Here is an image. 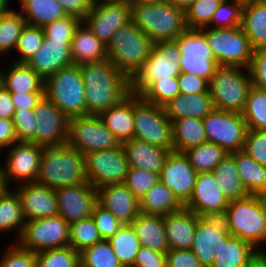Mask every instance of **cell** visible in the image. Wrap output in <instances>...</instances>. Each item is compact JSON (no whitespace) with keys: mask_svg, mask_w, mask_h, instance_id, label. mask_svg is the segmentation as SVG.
<instances>
[{"mask_svg":"<svg viewBox=\"0 0 266 267\" xmlns=\"http://www.w3.org/2000/svg\"><path fill=\"white\" fill-rule=\"evenodd\" d=\"M85 86L86 115L99 116L130 92V79L108 59L79 65Z\"/></svg>","mask_w":266,"mask_h":267,"instance_id":"cell-1","label":"cell"},{"mask_svg":"<svg viewBox=\"0 0 266 267\" xmlns=\"http://www.w3.org/2000/svg\"><path fill=\"white\" fill-rule=\"evenodd\" d=\"M36 182L54 190L87 182L84 155L67 142L43 144Z\"/></svg>","mask_w":266,"mask_h":267,"instance_id":"cell-2","label":"cell"},{"mask_svg":"<svg viewBox=\"0 0 266 267\" xmlns=\"http://www.w3.org/2000/svg\"><path fill=\"white\" fill-rule=\"evenodd\" d=\"M131 21L153 43L174 41L187 29L185 10L166 1L131 6Z\"/></svg>","mask_w":266,"mask_h":267,"instance_id":"cell-3","label":"cell"},{"mask_svg":"<svg viewBox=\"0 0 266 267\" xmlns=\"http://www.w3.org/2000/svg\"><path fill=\"white\" fill-rule=\"evenodd\" d=\"M152 47V40L131 21L116 31L107 45V57L131 79L149 57Z\"/></svg>","mask_w":266,"mask_h":267,"instance_id":"cell-4","label":"cell"},{"mask_svg":"<svg viewBox=\"0 0 266 267\" xmlns=\"http://www.w3.org/2000/svg\"><path fill=\"white\" fill-rule=\"evenodd\" d=\"M44 96L68 119L86 116L85 86L79 65L64 67L46 78Z\"/></svg>","mask_w":266,"mask_h":267,"instance_id":"cell-5","label":"cell"},{"mask_svg":"<svg viewBox=\"0 0 266 267\" xmlns=\"http://www.w3.org/2000/svg\"><path fill=\"white\" fill-rule=\"evenodd\" d=\"M249 68L218 66L209 81V93L215 108L242 113L250 88Z\"/></svg>","mask_w":266,"mask_h":267,"instance_id":"cell-6","label":"cell"},{"mask_svg":"<svg viewBox=\"0 0 266 267\" xmlns=\"http://www.w3.org/2000/svg\"><path fill=\"white\" fill-rule=\"evenodd\" d=\"M222 218L231 235L251 243L256 249L266 245V220L257 195L230 201Z\"/></svg>","mask_w":266,"mask_h":267,"instance_id":"cell-7","label":"cell"},{"mask_svg":"<svg viewBox=\"0 0 266 267\" xmlns=\"http://www.w3.org/2000/svg\"><path fill=\"white\" fill-rule=\"evenodd\" d=\"M180 57L175 40L153 43L149 57L130 79V90L141 95L154 81L177 77L181 73Z\"/></svg>","mask_w":266,"mask_h":267,"instance_id":"cell-8","label":"cell"},{"mask_svg":"<svg viewBox=\"0 0 266 267\" xmlns=\"http://www.w3.org/2000/svg\"><path fill=\"white\" fill-rule=\"evenodd\" d=\"M212 50L219 66H239L249 68L253 48L241 25L233 28L200 29Z\"/></svg>","mask_w":266,"mask_h":267,"instance_id":"cell-9","label":"cell"},{"mask_svg":"<svg viewBox=\"0 0 266 267\" xmlns=\"http://www.w3.org/2000/svg\"><path fill=\"white\" fill-rule=\"evenodd\" d=\"M173 151L172 122L163 106L145 101L134 93V137Z\"/></svg>","mask_w":266,"mask_h":267,"instance_id":"cell-10","label":"cell"},{"mask_svg":"<svg viewBox=\"0 0 266 267\" xmlns=\"http://www.w3.org/2000/svg\"><path fill=\"white\" fill-rule=\"evenodd\" d=\"M202 121L207 142L229 154L244 149L248 127L242 113L215 108Z\"/></svg>","mask_w":266,"mask_h":267,"instance_id":"cell-11","label":"cell"},{"mask_svg":"<svg viewBox=\"0 0 266 267\" xmlns=\"http://www.w3.org/2000/svg\"><path fill=\"white\" fill-rule=\"evenodd\" d=\"M67 144L83 155L100 150H110L122 144L104 125L99 116L86 115L68 121Z\"/></svg>","mask_w":266,"mask_h":267,"instance_id":"cell-12","label":"cell"},{"mask_svg":"<svg viewBox=\"0 0 266 267\" xmlns=\"http://www.w3.org/2000/svg\"><path fill=\"white\" fill-rule=\"evenodd\" d=\"M69 227L60 215L26 221L16 241L22 248L41 251L69 246Z\"/></svg>","mask_w":266,"mask_h":267,"instance_id":"cell-13","label":"cell"},{"mask_svg":"<svg viewBox=\"0 0 266 267\" xmlns=\"http://www.w3.org/2000/svg\"><path fill=\"white\" fill-rule=\"evenodd\" d=\"M175 41L180 52V71L210 81L219 66L205 34L200 29H186Z\"/></svg>","mask_w":266,"mask_h":267,"instance_id":"cell-14","label":"cell"},{"mask_svg":"<svg viewBox=\"0 0 266 267\" xmlns=\"http://www.w3.org/2000/svg\"><path fill=\"white\" fill-rule=\"evenodd\" d=\"M87 181L96 189L108 184L124 183L129 164L122 145L110 150L89 152L84 155Z\"/></svg>","mask_w":266,"mask_h":267,"instance_id":"cell-15","label":"cell"},{"mask_svg":"<svg viewBox=\"0 0 266 267\" xmlns=\"http://www.w3.org/2000/svg\"><path fill=\"white\" fill-rule=\"evenodd\" d=\"M7 151L6 166L1 167L2 176L8 188L17 184L36 182L41 164L40 145L30 142H17ZM17 182V183H16Z\"/></svg>","mask_w":266,"mask_h":267,"instance_id":"cell-16","label":"cell"},{"mask_svg":"<svg viewBox=\"0 0 266 267\" xmlns=\"http://www.w3.org/2000/svg\"><path fill=\"white\" fill-rule=\"evenodd\" d=\"M83 22L107 46L116 31L131 22V6L125 0L98 2Z\"/></svg>","mask_w":266,"mask_h":267,"instance_id":"cell-17","label":"cell"},{"mask_svg":"<svg viewBox=\"0 0 266 267\" xmlns=\"http://www.w3.org/2000/svg\"><path fill=\"white\" fill-rule=\"evenodd\" d=\"M229 205L214 173H197L194 190L184 208L193 211L199 217L222 218Z\"/></svg>","mask_w":266,"mask_h":267,"instance_id":"cell-18","label":"cell"},{"mask_svg":"<svg viewBox=\"0 0 266 267\" xmlns=\"http://www.w3.org/2000/svg\"><path fill=\"white\" fill-rule=\"evenodd\" d=\"M230 236L223 218L201 217L197 221L191 250L203 267H211L216 253Z\"/></svg>","mask_w":266,"mask_h":267,"instance_id":"cell-19","label":"cell"},{"mask_svg":"<svg viewBox=\"0 0 266 267\" xmlns=\"http://www.w3.org/2000/svg\"><path fill=\"white\" fill-rule=\"evenodd\" d=\"M58 215L67 223L91 217L97 203V190L88 181L57 188Z\"/></svg>","mask_w":266,"mask_h":267,"instance_id":"cell-20","label":"cell"},{"mask_svg":"<svg viewBox=\"0 0 266 267\" xmlns=\"http://www.w3.org/2000/svg\"><path fill=\"white\" fill-rule=\"evenodd\" d=\"M159 178L184 206L192 196L197 172L184 152L171 151L160 171Z\"/></svg>","mask_w":266,"mask_h":267,"instance_id":"cell-21","label":"cell"},{"mask_svg":"<svg viewBox=\"0 0 266 267\" xmlns=\"http://www.w3.org/2000/svg\"><path fill=\"white\" fill-rule=\"evenodd\" d=\"M34 114L36 145L67 142L69 119L53 102L43 96L34 108Z\"/></svg>","mask_w":266,"mask_h":267,"instance_id":"cell-22","label":"cell"},{"mask_svg":"<svg viewBox=\"0 0 266 267\" xmlns=\"http://www.w3.org/2000/svg\"><path fill=\"white\" fill-rule=\"evenodd\" d=\"M13 189L20 198L26 221L58 215L54 189L37 182L20 184Z\"/></svg>","mask_w":266,"mask_h":267,"instance_id":"cell-23","label":"cell"},{"mask_svg":"<svg viewBox=\"0 0 266 267\" xmlns=\"http://www.w3.org/2000/svg\"><path fill=\"white\" fill-rule=\"evenodd\" d=\"M97 203L111 212L121 223L131 224L140 212V202L124 183L97 188Z\"/></svg>","mask_w":266,"mask_h":267,"instance_id":"cell-24","label":"cell"},{"mask_svg":"<svg viewBox=\"0 0 266 267\" xmlns=\"http://www.w3.org/2000/svg\"><path fill=\"white\" fill-rule=\"evenodd\" d=\"M71 40H44L42 46L26 64L44 80L73 64Z\"/></svg>","mask_w":266,"mask_h":267,"instance_id":"cell-25","label":"cell"},{"mask_svg":"<svg viewBox=\"0 0 266 267\" xmlns=\"http://www.w3.org/2000/svg\"><path fill=\"white\" fill-rule=\"evenodd\" d=\"M196 213L186 208L163 216L169 249H191L195 228L200 219Z\"/></svg>","mask_w":266,"mask_h":267,"instance_id":"cell-26","label":"cell"},{"mask_svg":"<svg viewBox=\"0 0 266 267\" xmlns=\"http://www.w3.org/2000/svg\"><path fill=\"white\" fill-rule=\"evenodd\" d=\"M129 167L160 174L165 160L171 152L145 141L131 139L122 143Z\"/></svg>","mask_w":266,"mask_h":267,"instance_id":"cell-27","label":"cell"},{"mask_svg":"<svg viewBox=\"0 0 266 267\" xmlns=\"http://www.w3.org/2000/svg\"><path fill=\"white\" fill-rule=\"evenodd\" d=\"M100 119L122 144L134 137V93L131 91L118 104L99 115Z\"/></svg>","mask_w":266,"mask_h":267,"instance_id":"cell-28","label":"cell"},{"mask_svg":"<svg viewBox=\"0 0 266 267\" xmlns=\"http://www.w3.org/2000/svg\"><path fill=\"white\" fill-rule=\"evenodd\" d=\"M70 45L71 59L75 65L108 59L107 46L92 33L83 21L76 28Z\"/></svg>","mask_w":266,"mask_h":267,"instance_id":"cell-29","label":"cell"},{"mask_svg":"<svg viewBox=\"0 0 266 267\" xmlns=\"http://www.w3.org/2000/svg\"><path fill=\"white\" fill-rule=\"evenodd\" d=\"M163 107L171 121L186 117L203 119L215 109L209 92L190 95L179 94Z\"/></svg>","mask_w":266,"mask_h":267,"instance_id":"cell-30","label":"cell"},{"mask_svg":"<svg viewBox=\"0 0 266 267\" xmlns=\"http://www.w3.org/2000/svg\"><path fill=\"white\" fill-rule=\"evenodd\" d=\"M131 226L135 230L141 246L157 252L167 253L169 245L162 215L140 213L132 220Z\"/></svg>","mask_w":266,"mask_h":267,"instance_id":"cell-31","label":"cell"},{"mask_svg":"<svg viewBox=\"0 0 266 267\" xmlns=\"http://www.w3.org/2000/svg\"><path fill=\"white\" fill-rule=\"evenodd\" d=\"M241 27L254 50L266 48V3L259 0H245Z\"/></svg>","mask_w":266,"mask_h":267,"instance_id":"cell-32","label":"cell"},{"mask_svg":"<svg viewBox=\"0 0 266 267\" xmlns=\"http://www.w3.org/2000/svg\"><path fill=\"white\" fill-rule=\"evenodd\" d=\"M3 87L10 93H44V79L26 63H12L3 70Z\"/></svg>","mask_w":266,"mask_h":267,"instance_id":"cell-33","label":"cell"},{"mask_svg":"<svg viewBox=\"0 0 266 267\" xmlns=\"http://www.w3.org/2000/svg\"><path fill=\"white\" fill-rule=\"evenodd\" d=\"M140 212L146 215H162L181 210L184 206L161 181L153 185L140 199Z\"/></svg>","mask_w":266,"mask_h":267,"instance_id":"cell-34","label":"cell"},{"mask_svg":"<svg viewBox=\"0 0 266 267\" xmlns=\"http://www.w3.org/2000/svg\"><path fill=\"white\" fill-rule=\"evenodd\" d=\"M27 25L44 27L67 16L57 0H19Z\"/></svg>","mask_w":266,"mask_h":267,"instance_id":"cell-35","label":"cell"},{"mask_svg":"<svg viewBox=\"0 0 266 267\" xmlns=\"http://www.w3.org/2000/svg\"><path fill=\"white\" fill-rule=\"evenodd\" d=\"M171 122L173 151L184 152L189 148L207 142L202 119L186 117Z\"/></svg>","mask_w":266,"mask_h":267,"instance_id":"cell-36","label":"cell"},{"mask_svg":"<svg viewBox=\"0 0 266 267\" xmlns=\"http://www.w3.org/2000/svg\"><path fill=\"white\" fill-rule=\"evenodd\" d=\"M25 223L26 219L17 192L13 188H7L0 195V235L8 231L15 232L17 241Z\"/></svg>","mask_w":266,"mask_h":267,"instance_id":"cell-37","label":"cell"},{"mask_svg":"<svg viewBox=\"0 0 266 267\" xmlns=\"http://www.w3.org/2000/svg\"><path fill=\"white\" fill-rule=\"evenodd\" d=\"M235 163L242 184L251 195L266 192V166L258 164L244 150L231 154Z\"/></svg>","mask_w":266,"mask_h":267,"instance_id":"cell-38","label":"cell"},{"mask_svg":"<svg viewBox=\"0 0 266 267\" xmlns=\"http://www.w3.org/2000/svg\"><path fill=\"white\" fill-rule=\"evenodd\" d=\"M228 201L243 199L250 194L242 184L235 158L228 154L212 171Z\"/></svg>","mask_w":266,"mask_h":267,"instance_id":"cell-39","label":"cell"},{"mask_svg":"<svg viewBox=\"0 0 266 267\" xmlns=\"http://www.w3.org/2000/svg\"><path fill=\"white\" fill-rule=\"evenodd\" d=\"M256 250L251 243L231 235L216 253L211 267H245Z\"/></svg>","mask_w":266,"mask_h":267,"instance_id":"cell-40","label":"cell"},{"mask_svg":"<svg viewBox=\"0 0 266 267\" xmlns=\"http://www.w3.org/2000/svg\"><path fill=\"white\" fill-rule=\"evenodd\" d=\"M108 242L123 267H132L141 243L131 224H123Z\"/></svg>","mask_w":266,"mask_h":267,"instance_id":"cell-41","label":"cell"},{"mask_svg":"<svg viewBox=\"0 0 266 267\" xmlns=\"http://www.w3.org/2000/svg\"><path fill=\"white\" fill-rule=\"evenodd\" d=\"M197 173L211 172L229 154L213 143H203L184 151Z\"/></svg>","mask_w":266,"mask_h":267,"instance_id":"cell-42","label":"cell"},{"mask_svg":"<svg viewBox=\"0 0 266 267\" xmlns=\"http://www.w3.org/2000/svg\"><path fill=\"white\" fill-rule=\"evenodd\" d=\"M26 20L15 10L0 13V56L15 51Z\"/></svg>","mask_w":266,"mask_h":267,"instance_id":"cell-43","label":"cell"},{"mask_svg":"<svg viewBox=\"0 0 266 267\" xmlns=\"http://www.w3.org/2000/svg\"><path fill=\"white\" fill-rule=\"evenodd\" d=\"M242 115L248 129L266 131V91L252 86Z\"/></svg>","mask_w":266,"mask_h":267,"instance_id":"cell-44","label":"cell"},{"mask_svg":"<svg viewBox=\"0 0 266 267\" xmlns=\"http://www.w3.org/2000/svg\"><path fill=\"white\" fill-rule=\"evenodd\" d=\"M102 240L92 217L70 223L69 246L75 251L80 253L85 248Z\"/></svg>","mask_w":266,"mask_h":267,"instance_id":"cell-45","label":"cell"},{"mask_svg":"<svg viewBox=\"0 0 266 267\" xmlns=\"http://www.w3.org/2000/svg\"><path fill=\"white\" fill-rule=\"evenodd\" d=\"M81 267H123L108 240H102L80 252Z\"/></svg>","mask_w":266,"mask_h":267,"instance_id":"cell-46","label":"cell"},{"mask_svg":"<svg viewBox=\"0 0 266 267\" xmlns=\"http://www.w3.org/2000/svg\"><path fill=\"white\" fill-rule=\"evenodd\" d=\"M36 267H81L80 253L71 246L36 253Z\"/></svg>","mask_w":266,"mask_h":267,"instance_id":"cell-47","label":"cell"},{"mask_svg":"<svg viewBox=\"0 0 266 267\" xmlns=\"http://www.w3.org/2000/svg\"><path fill=\"white\" fill-rule=\"evenodd\" d=\"M222 0H195L185 9L187 29L207 27Z\"/></svg>","mask_w":266,"mask_h":267,"instance_id":"cell-48","label":"cell"},{"mask_svg":"<svg viewBox=\"0 0 266 267\" xmlns=\"http://www.w3.org/2000/svg\"><path fill=\"white\" fill-rule=\"evenodd\" d=\"M245 0H222L213 14L210 28H233L242 24V11Z\"/></svg>","mask_w":266,"mask_h":267,"instance_id":"cell-49","label":"cell"},{"mask_svg":"<svg viewBox=\"0 0 266 267\" xmlns=\"http://www.w3.org/2000/svg\"><path fill=\"white\" fill-rule=\"evenodd\" d=\"M44 38L42 27L26 24L21 32L15 49L18 52V55L20 54L15 63H26L29 61L42 46Z\"/></svg>","mask_w":266,"mask_h":267,"instance_id":"cell-50","label":"cell"},{"mask_svg":"<svg viewBox=\"0 0 266 267\" xmlns=\"http://www.w3.org/2000/svg\"><path fill=\"white\" fill-rule=\"evenodd\" d=\"M180 94L177 77L154 81L140 96L147 102L165 106L171 99Z\"/></svg>","mask_w":266,"mask_h":267,"instance_id":"cell-51","label":"cell"},{"mask_svg":"<svg viewBox=\"0 0 266 267\" xmlns=\"http://www.w3.org/2000/svg\"><path fill=\"white\" fill-rule=\"evenodd\" d=\"M160 181L159 174L129 167L124 184L140 199L153 185Z\"/></svg>","mask_w":266,"mask_h":267,"instance_id":"cell-52","label":"cell"},{"mask_svg":"<svg viewBox=\"0 0 266 267\" xmlns=\"http://www.w3.org/2000/svg\"><path fill=\"white\" fill-rule=\"evenodd\" d=\"M5 248L0 267H36V253L22 248L16 241Z\"/></svg>","mask_w":266,"mask_h":267,"instance_id":"cell-53","label":"cell"},{"mask_svg":"<svg viewBox=\"0 0 266 267\" xmlns=\"http://www.w3.org/2000/svg\"><path fill=\"white\" fill-rule=\"evenodd\" d=\"M82 21L73 16H66L45 25L44 40H72L76 28Z\"/></svg>","mask_w":266,"mask_h":267,"instance_id":"cell-54","label":"cell"},{"mask_svg":"<svg viewBox=\"0 0 266 267\" xmlns=\"http://www.w3.org/2000/svg\"><path fill=\"white\" fill-rule=\"evenodd\" d=\"M13 124L18 142L34 143L37 124L34 110H15Z\"/></svg>","mask_w":266,"mask_h":267,"instance_id":"cell-55","label":"cell"},{"mask_svg":"<svg viewBox=\"0 0 266 267\" xmlns=\"http://www.w3.org/2000/svg\"><path fill=\"white\" fill-rule=\"evenodd\" d=\"M91 217L103 240L111 238L123 226L111 212L98 204L94 207Z\"/></svg>","mask_w":266,"mask_h":267,"instance_id":"cell-56","label":"cell"},{"mask_svg":"<svg viewBox=\"0 0 266 267\" xmlns=\"http://www.w3.org/2000/svg\"><path fill=\"white\" fill-rule=\"evenodd\" d=\"M243 150L258 164L266 166V131L248 129Z\"/></svg>","mask_w":266,"mask_h":267,"instance_id":"cell-57","label":"cell"},{"mask_svg":"<svg viewBox=\"0 0 266 267\" xmlns=\"http://www.w3.org/2000/svg\"><path fill=\"white\" fill-rule=\"evenodd\" d=\"M249 71L252 86L266 91V48L253 50Z\"/></svg>","mask_w":266,"mask_h":267,"instance_id":"cell-58","label":"cell"},{"mask_svg":"<svg viewBox=\"0 0 266 267\" xmlns=\"http://www.w3.org/2000/svg\"><path fill=\"white\" fill-rule=\"evenodd\" d=\"M180 94H198L209 92V81L203 77L181 72L178 76Z\"/></svg>","mask_w":266,"mask_h":267,"instance_id":"cell-59","label":"cell"},{"mask_svg":"<svg viewBox=\"0 0 266 267\" xmlns=\"http://www.w3.org/2000/svg\"><path fill=\"white\" fill-rule=\"evenodd\" d=\"M167 267H203L191 249H169Z\"/></svg>","mask_w":266,"mask_h":267,"instance_id":"cell-60","label":"cell"},{"mask_svg":"<svg viewBox=\"0 0 266 267\" xmlns=\"http://www.w3.org/2000/svg\"><path fill=\"white\" fill-rule=\"evenodd\" d=\"M132 267H167L166 253L141 246Z\"/></svg>","mask_w":266,"mask_h":267,"instance_id":"cell-61","label":"cell"},{"mask_svg":"<svg viewBox=\"0 0 266 267\" xmlns=\"http://www.w3.org/2000/svg\"><path fill=\"white\" fill-rule=\"evenodd\" d=\"M62 6L67 16L79 18L81 21L85 19L87 14L93 9L94 2L92 0H57Z\"/></svg>","mask_w":266,"mask_h":267,"instance_id":"cell-62","label":"cell"},{"mask_svg":"<svg viewBox=\"0 0 266 267\" xmlns=\"http://www.w3.org/2000/svg\"><path fill=\"white\" fill-rule=\"evenodd\" d=\"M15 110H34L44 93H10Z\"/></svg>","mask_w":266,"mask_h":267,"instance_id":"cell-63","label":"cell"},{"mask_svg":"<svg viewBox=\"0 0 266 267\" xmlns=\"http://www.w3.org/2000/svg\"><path fill=\"white\" fill-rule=\"evenodd\" d=\"M17 142L13 119L0 118V149H8Z\"/></svg>","mask_w":266,"mask_h":267,"instance_id":"cell-64","label":"cell"},{"mask_svg":"<svg viewBox=\"0 0 266 267\" xmlns=\"http://www.w3.org/2000/svg\"><path fill=\"white\" fill-rule=\"evenodd\" d=\"M15 107L11 94L4 87L0 89V118L13 119Z\"/></svg>","mask_w":266,"mask_h":267,"instance_id":"cell-65","label":"cell"},{"mask_svg":"<svg viewBox=\"0 0 266 267\" xmlns=\"http://www.w3.org/2000/svg\"><path fill=\"white\" fill-rule=\"evenodd\" d=\"M266 249H257L245 267H266Z\"/></svg>","mask_w":266,"mask_h":267,"instance_id":"cell-66","label":"cell"},{"mask_svg":"<svg viewBox=\"0 0 266 267\" xmlns=\"http://www.w3.org/2000/svg\"><path fill=\"white\" fill-rule=\"evenodd\" d=\"M165 1L185 10L195 0H165Z\"/></svg>","mask_w":266,"mask_h":267,"instance_id":"cell-67","label":"cell"},{"mask_svg":"<svg viewBox=\"0 0 266 267\" xmlns=\"http://www.w3.org/2000/svg\"><path fill=\"white\" fill-rule=\"evenodd\" d=\"M259 199V204L263 213V217L266 220V192L256 194Z\"/></svg>","mask_w":266,"mask_h":267,"instance_id":"cell-68","label":"cell"},{"mask_svg":"<svg viewBox=\"0 0 266 267\" xmlns=\"http://www.w3.org/2000/svg\"><path fill=\"white\" fill-rule=\"evenodd\" d=\"M130 6L138 4H154L164 2L165 0H125Z\"/></svg>","mask_w":266,"mask_h":267,"instance_id":"cell-69","label":"cell"},{"mask_svg":"<svg viewBox=\"0 0 266 267\" xmlns=\"http://www.w3.org/2000/svg\"><path fill=\"white\" fill-rule=\"evenodd\" d=\"M10 0H0V13L1 12H7L10 11L11 9H9V2Z\"/></svg>","mask_w":266,"mask_h":267,"instance_id":"cell-70","label":"cell"},{"mask_svg":"<svg viewBox=\"0 0 266 267\" xmlns=\"http://www.w3.org/2000/svg\"><path fill=\"white\" fill-rule=\"evenodd\" d=\"M7 185L5 183L4 177L0 178V195L7 189Z\"/></svg>","mask_w":266,"mask_h":267,"instance_id":"cell-71","label":"cell"},{"mask_svg":"<svg viewBox=\"0 0 266 267\" xmlns=\"http://www.w3.org/2000/svg\"><path fill=\"white\" fill-rule=\"evenodd\" d=\"M3 87V71L0 70V89Z\"/></svg>","mask_w":266,"mask_h":267,"instance_id":"cell-72","label":"cell"},{"mask_svg":"<svg viewBox=\"0 0 266 267\" xmlns=\"http://www.w3.org/2000/svg\"><path fill=\"white\" fill-rule=\"evenodd\" d=\"M94 3L103 2V1H116V0H92Z\"/></svg>","mask_w":266,"mask_h":267,"instance_id":"cell-73","label":"cell"},{"mask_svg":"<svg viewBox=\"0 0 266 267\" xmlns=\"http://www.w3.org/2000/svg\"><path fill=\"white\" fill-rule=\"evenodd\" d=\"M2 177V172H1V165H0V178Z\"/></svg>","mask_w":266,"mask_h":267,"instance_id":"cell-74","label":"cell"}]
</instances>
